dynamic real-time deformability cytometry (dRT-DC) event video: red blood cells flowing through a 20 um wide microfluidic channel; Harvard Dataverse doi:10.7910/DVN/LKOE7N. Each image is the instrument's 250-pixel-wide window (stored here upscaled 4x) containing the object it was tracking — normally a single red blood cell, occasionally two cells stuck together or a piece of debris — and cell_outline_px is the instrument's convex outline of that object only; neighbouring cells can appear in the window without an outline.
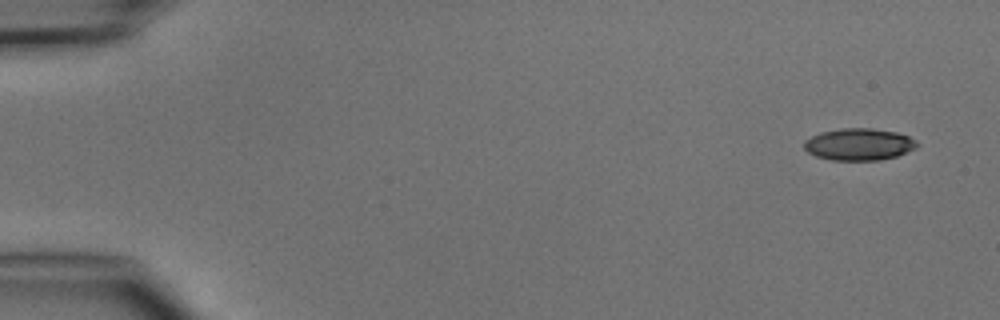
{"species": "common noctule bat (a hibernating species)", "species_latin": "Nyctalus noctula", "temperature_condition": "cold", "stored_images_in_passage": 5, "camera_frame_rate_fps": 3000, "um_per_image_px": 0.085, "animal": {"sex": "male", "body_mass_g": 15.6}, "frame": {"image": 1, "passage_image": 1, "time_ms": 0.0, "image_size_px": [1000, 320], "cell_outline_px": [[920, 144], [916, 148], [896, 156], [880, 160], [832, 160], [816, 156], [808, 152], [804, 148], [804, 140], [820, 132], [840, 128], [872, 128], [896, 132], [908, 136], [916, 140]], "centroid_in_image_um": [73.02, 12.26], "position_along_channel_um": 12.0, "area_um2": 21.1}}
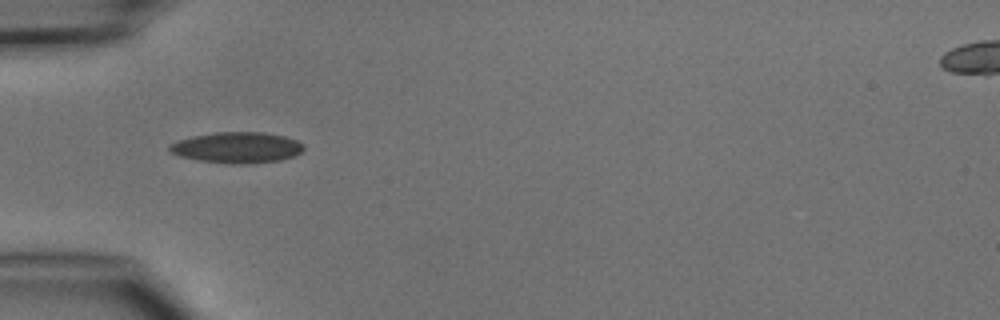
{"frame": {"image": 2, "passage_image": 4, "time_ms": 4.333, "image_size_px": [1000, 320], "cell_outline_px": [[304, 148], [300, 152], [292, 156], [280, 160], [244, 164], [232, 164], [196, 160], [180, 156], [168, 152], [168, 144], [192, 136], [216, 132], [264, 132], [284, 136], [296, 140], [304, 144]], "centroid_in_image_um": [20.11, 12.54], "position_along_channel_um": 64.9, "area_um2": 24.22}}